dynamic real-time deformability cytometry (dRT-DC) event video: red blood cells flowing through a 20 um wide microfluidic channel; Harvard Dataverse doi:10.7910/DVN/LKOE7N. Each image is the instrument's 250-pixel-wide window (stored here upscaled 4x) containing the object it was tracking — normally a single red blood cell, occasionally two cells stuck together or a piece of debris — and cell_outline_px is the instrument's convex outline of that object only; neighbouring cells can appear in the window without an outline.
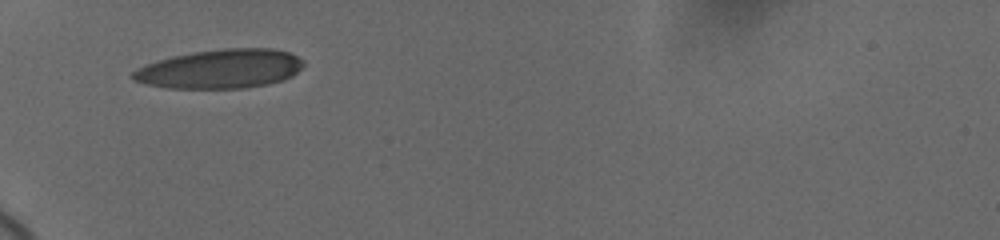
{"species": "human", "species_latin": "Homo sapiens", "temperature_condition": "cold", "stored_images_in_passage": 29, "camera_frame_rate_fps": 3000, "um_per_image_px": 0.085, "donor": {"sex": "female"}, "frame": {"image": 1, "passage_image": 1, "time_ms": 0.0, "image_size_px": [1000, 240], "cell_outline_px": [[304, 64], [292, 76], [268, 84], [244, 88], [164, 88], [144, 84], [132, 80], [128, 76], [136, 68], [172, 56], [192, 52], [224, 48], [272, 48], [288, 52], [304, 60]], "centroid_in_image_um": [18.68, 5.86], "position_along_channel_um": 66.3, "area_um2": 38.96}}
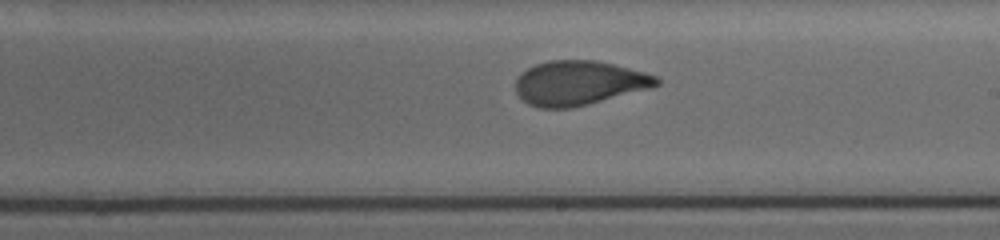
{"frame": {"image": 2, "passage_image": 17, "time_ms": 5.0, "image_size_px": [1000, 240], "cell_outline_px": [[660, 84], [652, 88], [572, 108], [540, 108], [528, 104], [516, 92], [516, 80], [528, 68], [536, 64], [548, 60], [596, 60], [616, 64], [644, 72], [656, 76], [660, 80]], "centroid_in_image_um": [49.25, 7.05], "position_along_channel_um": 239.8, "area_um2": 36.47}}
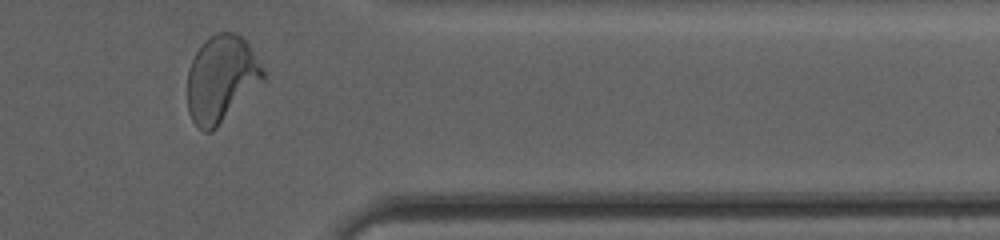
{"frame": {"image": 3, "passage_image": 28, "time_ms": 9.333, "image_size_px": [1000, 240], "cell_outline_px": [[264, 80], [212, 132], [204, 132], [192, 120], [188, 112], [188, 68], [196, 52], [204, 40], [216, 32], [236, 32], [248, 44], [264, 72]], "centroid_in_image_um": [18.78, 6.69], "position_along_channel_um": 392.6, "area_um2": 37.86}, "authors_computed_cell_mechanics": {"area_um2": 36.9342, "velocity_mm_per_s": 3.6705, "shape_relaxation_time_tau1_ms": 4.912, "shape_relaxation_time_tau2_ms": 0.9553, "deformation_change_tau1": 0.1915, "deformation_change_tau2": 0.0614}}